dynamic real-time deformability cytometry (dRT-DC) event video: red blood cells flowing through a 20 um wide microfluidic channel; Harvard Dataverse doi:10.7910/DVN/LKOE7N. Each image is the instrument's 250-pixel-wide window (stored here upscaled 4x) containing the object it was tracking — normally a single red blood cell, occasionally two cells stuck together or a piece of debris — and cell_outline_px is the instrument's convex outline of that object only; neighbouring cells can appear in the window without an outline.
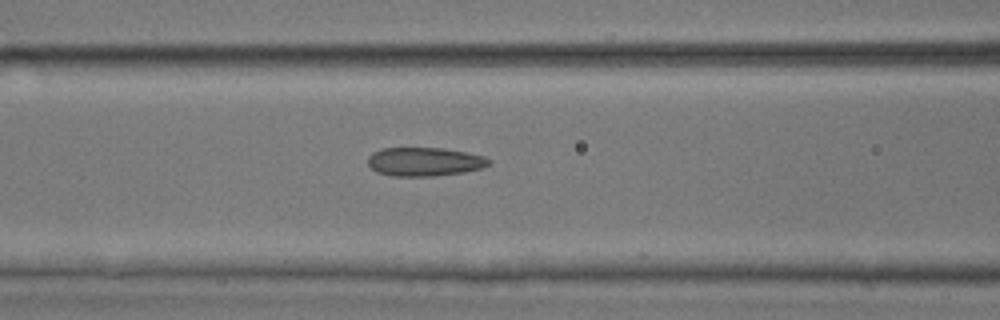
{"species": "common noctule bat (a hibernating species)", "species_latin": "Nyctalus noctula", "temperature_condition": "room temperature", "stored_images_in_passage": 11, "camera_frame_rate_fps": 3000, "um_per_image_px": 0.085, "animal": {"sex": "male", "body_mass_g": 17.9, "forearm_length_mm": 54.2}, "frame": {"image": 1, "passage_image": 9, "time_ms": 2.667, "image_size_px": [1000, 320], "cell_outline_px": [[492, 160], [488, 164], [480, 168], [464, 172], [436, 176], [392, 176], [376, 172], [368, 164], [368, 156], [372, 152], [380, 148], [444, 148], [484, 156]], "centroid_in_image_um": [36.04, 13.74], "position_along_channel_um": 130.6, "area_um2": 20.29}}